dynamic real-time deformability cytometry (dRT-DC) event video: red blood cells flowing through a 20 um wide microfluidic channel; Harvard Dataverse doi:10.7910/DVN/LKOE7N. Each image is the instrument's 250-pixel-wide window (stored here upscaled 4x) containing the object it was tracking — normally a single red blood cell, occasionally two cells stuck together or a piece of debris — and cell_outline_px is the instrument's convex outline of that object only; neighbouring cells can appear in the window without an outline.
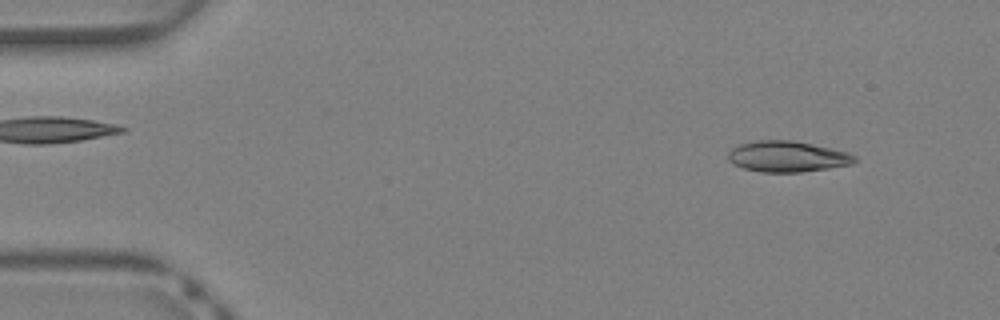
{"species": "Egyptian fruit bat (a non-hibernating species)", "species_latin": "Rousettus aegyptiacus", "temperature_condition": "warm", "stored_images_in_passage": 39, "camera_frame_rate_fps": 3000, "um_per_image_px": 0.085, "animal": {"sex": "female"}, "frame": {"image": 1, "passage_image": 3, "time_ms": 0.667, "image_size_px": [1000, 320], "cell_outline_px": [[856, 160], [852, 164], [828, 168], [800, 172], [760, 172], [744, 168], [728, 160], [728, 152], [732, 148], [740, 144], [756, 140], [792, 140], [812, 144], [848, 152], [856, 156]], "centroid_in_image_um": [66.92, 13.3], "position_along_channel_um": 18.1, "area_um2": 22.66}}
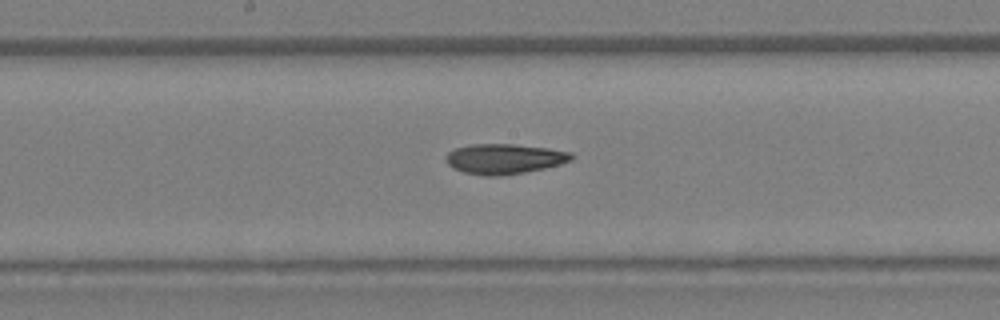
{"frame": {"image": 2, "passage_image": 20, "time_ms": 6.333, "image_size_px": [1000, 320], "cell_outline_px": [[576, 156], [572, 160], [560, 164], [544, 168], [524, 172], [500, 176], [484, 176], [464, 172], [452, 168], [448, 164], [448, 152], [456, 148], [472, 144], [516, 144], [548, 148], [572, 152]], "centroid_in_image_um": [42.92, 13.5], "position_along_channel_um": 205.3, "area_um2": 22.02}}
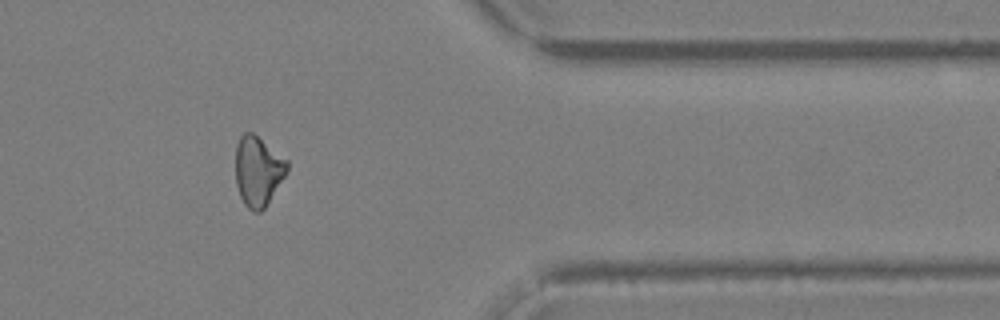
{"frame": {"image": 3, "passage_image": 32, "time_ms": 10.333, "image_size_px": [1000, 320], "cell_outline_px": [[288, 172], [264, 208], [260, 212], [252, 212], [244, 204], [240, 196], [236, 184], [236, 144], [240, 136], [244, 132], [252, 132], [288, 160]], "centroid_in_image_um": [21.93, 14.54], "position_along_channel_um": 389.5, "area_um2": 21.04}}